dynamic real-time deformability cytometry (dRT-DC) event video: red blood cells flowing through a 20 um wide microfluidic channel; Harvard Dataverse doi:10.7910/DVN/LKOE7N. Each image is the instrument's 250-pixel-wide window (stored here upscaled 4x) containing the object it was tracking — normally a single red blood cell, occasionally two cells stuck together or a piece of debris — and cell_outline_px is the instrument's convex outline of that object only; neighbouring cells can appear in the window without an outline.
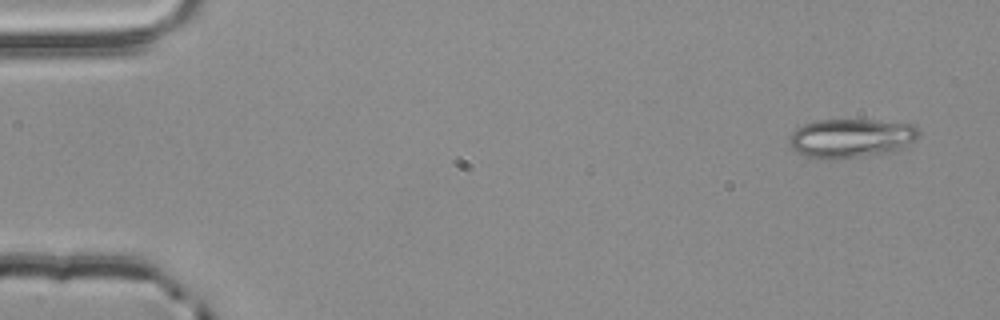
{"species": "common noctule bat (a hibernating species)", "species_latin": "Nyctalus noctula", "temperature_condition": "room temperature", "stored_images_in_passage": 4, "camera_frame_rate_fps": 3000, "um_per_image_px": 0.085, "animal": {"sex": "male", "body_mass_g": 20.4}, "frame": {"image": 1, "passage_image": 1, "time_ms": 0.0, "image_size_px": [1000, 320], "cell_outline_px": [[920, 136], [916, 140], [904, 148], [864, 156], [832, 160], [820, 160], [804, 156], [796, 152], [788, 144], [788, 140], [792, 132], [796, 128], [804, 124], [816, 120], [872, 120], [912, 124], [920, 132]], "centroid_in_image_um": [72.29, 11.76], "position_along_channel_um": 12.7, "area_um2": 29.77}}